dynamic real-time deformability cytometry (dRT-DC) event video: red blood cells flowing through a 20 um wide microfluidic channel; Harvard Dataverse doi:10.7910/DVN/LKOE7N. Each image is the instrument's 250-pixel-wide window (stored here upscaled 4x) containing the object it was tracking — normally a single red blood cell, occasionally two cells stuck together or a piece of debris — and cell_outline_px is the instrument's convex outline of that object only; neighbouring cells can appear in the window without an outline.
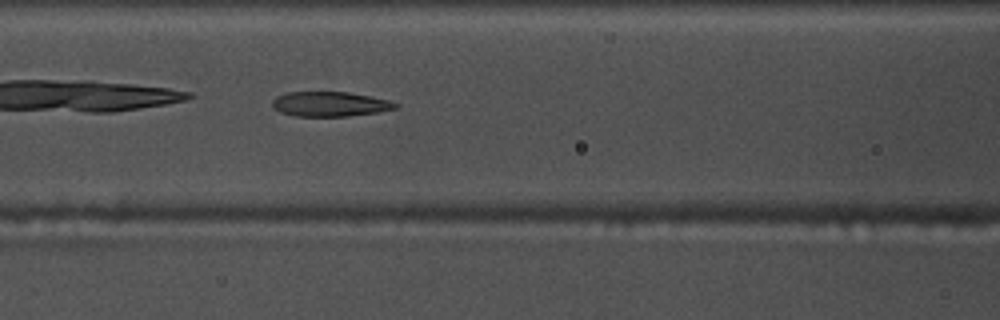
{"species": "common noctule bat (a hibernating species)", "species_latin": "Nyctalus noctula", "temperature_condition": "warm", "stored_images_in_passage": 35, "camera_frame_rate_fps": 3000, "um_per_image_px": 0.085, "animal": {"sex": "male", "body_mass_g": 17.5, "forearm_length_mm": 52.3}, "frame": {"image": 1, "passage_image": 6, "time_ms": 1.667, "image_size_px": [1000, 320], "cell_outline_px": [[400, 104], [396, 108], [376, 112], [348, 116], [296, 116], [280, 112], [272, 104], [272, 100], [276, 96], [288, 92], [348, 92], [372, 96], [388, 100]], "centroid_in_image_um": [28.05, 8.84], "position_along_channel_um": 138.5, "area_um2": 17.69}}
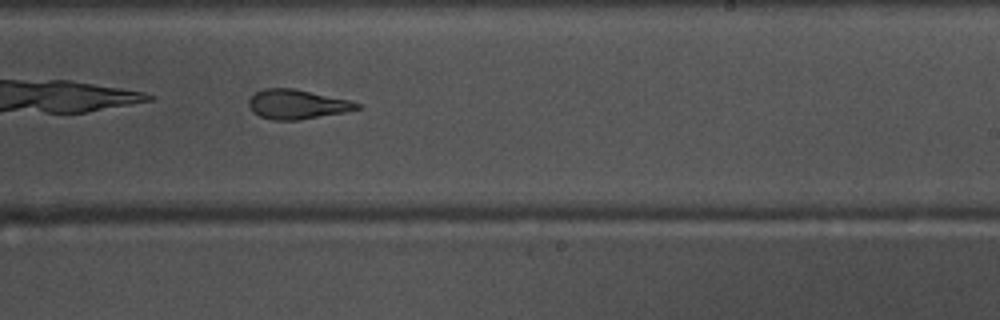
{"frame": {"image": 2, "passage_image": 16, "time_ms": 5.0, "image_size_px": [1000, 320], "cell_outline_px": [[364, 108], [344, 112], [300, 120], [272, 120], [260, 116], [252, 112], [248, 104], [248, 100], [256, 92], [264, 88], [292, 88], [352, 100], [360, 104]], "centroid_in_image_um": [25.27, 8.87], "position_along_channel_um": 263.7, "area_um2": 18.73}}